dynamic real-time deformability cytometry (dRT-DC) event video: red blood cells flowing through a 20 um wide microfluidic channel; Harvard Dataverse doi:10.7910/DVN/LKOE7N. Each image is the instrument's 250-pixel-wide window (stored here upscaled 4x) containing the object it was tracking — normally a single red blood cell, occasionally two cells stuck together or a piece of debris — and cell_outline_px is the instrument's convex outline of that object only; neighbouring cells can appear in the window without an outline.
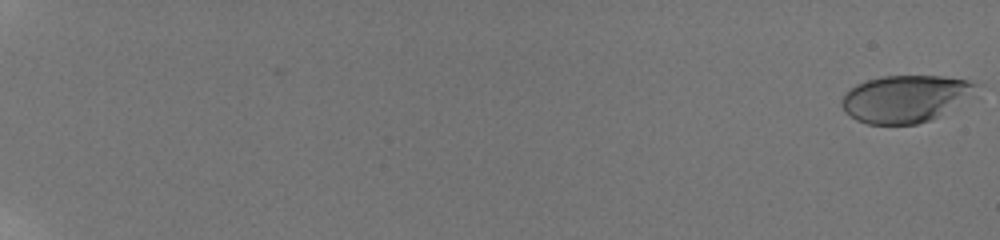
{"species": "human", "species_latin": "Homo sapiens", "temperature_condition": "room temperature", "stored_images_in_passage": 17, "camera_frame_rate_fps": 3000, "um_per_image_px": 0.085, "donor": {"sex": "male"}, "frame": {"image": 1, "passage_image": 1, "time_ms": 0.0, "image_size_px": [1000, 240], "cell_outline_px": [[984, 84], [936, 116], [928, 120], [916, 124], [868, 124], [856, 120], [844, 112], [840, 104], [840, 100], [844, 92], [848, 88], [856, 84], [868, 80], [884, 76], [944, 76], [968, 80]], "centroid_in_image_um": [76.84, 8.37], "position_along_channel_um": 8.2, "area_um2": 36.41}}
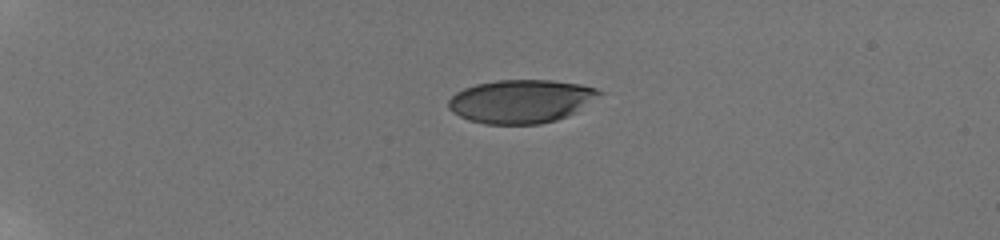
{"frame": {"image": 2, "passage_image": 12, "time_ms": 5.667, "image_size_px": [1000, 240], "cell_outline_px": [[604, 92], [568, 116], [556, 120], [540, 124], [484, 124], [468, 120], [452, 112], [448, 108], [448, 100], [456, 92], [464, 88], [476, 84], [496, 80], [552, 80], [580, 84], [596, 88]], "centroid_in_image_um": [44.25, 8.61], "position_along_channel_um": 40.7, "area_um2": 38.09}}
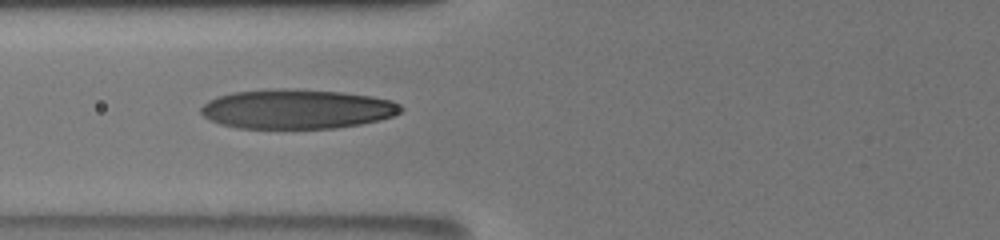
{"frame": {"image": 3, "passage_image": 16, "time_ms": 9.333, "image_size_px": [1000, 240], "cell_outline_px": [[404, 108], [400, 112], [392, 116], [380, 120], [360, 124], [336, 128], [236, 128], [220, 124], [204, 116], [200, 112], [200, 108], [208, 100], [216, 96], [232, 92], [284, 88], [292, 88], [340, 92], [372, 96], [392, 100], [400, 104]], "centroid_in_image_um": [25.24, 9.26], "position_along_channel_um": 100.6, "area_um2": 46.18}}